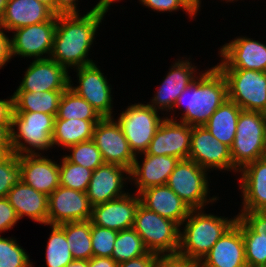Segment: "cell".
Masks as SVG:
<instances>
[{"label":"cell","instance_id":"obj_21","mask_svg":"<svg viewBox=\"0 0 266 267\" xmlns=\"http://www.w3.org/2000/svg\"><path fill=\"white\" fill-rule=\"evenodd\" d=\"M21 180L49 196L60 186L59 164L39 155H19Z\"/></svg>","mask_w":266,"mask_h":267},{"label":"cell","instance_id":"obj_29","mask_svg":"<svg viewBox=\"0 0 266 267\" xmlns=\"http://www.w3.org/2000/svg\"><path fill=\"white\" fill-rule=\"evenodd\" d=\"M98 122L83 119L64 120L56 116L52 134L53 145H62L68 149L80 142L92 140L94 127Z\"/></svg>","mask_w":266,"mask_h":267},{"label":"cell","instance_id":"obj_31","mask_svg":"<svg viewBox=\"0 0 266 267\" xmlns=\"http://www.w3.org/2000/svg\"><path fill=\"white\" fill-rule=\"evenodd\" d=\"M64 230L74 259L90 260L93 257L91 220L59 224Z\"/></svg>","mask_w":266,"mask_h":267},{"label":"cell","instance_id":"obj_40","mask_svg":"<svg viewBox=\"0 0 266 267\" xmlns=\"http://www.w3.org/2000/svg\"><path fill=\"white\" fill-rule=\"evenodd\" d=\"M118 231L94 225L91 222L93 257L111 258Z\"/></svg>","mask_w":266,"mask_h":267},{"label":"cell","instance_id":"obj_41","mask_svg":"<svg viewBox=\"0 0 266 267\" xmlns=\"http://www.w3.org/2000/svg\"><path fill=\"white\" fill-rule=\"evenodd\" d=\"M153 267H200V263L179 253L157 254Z\"/></svg>","mask_w":266,"mask_h":267},{"label":"cell","instance_id":"obj_12","mask_svg":"<svg viewBox=\"0 0 266 267\" xmlns=\"http://www.w3.org/2000/svg\"><path fill=\"white\" fill-rule=\"evenodd\" d=\"M188 159L209 171H239L232 162L230 147L216 139L205 126L192 127Z\"/></svg>","mask_w":266,"mask_h":267},{"label":"cell","instance_id":"obj_17","mask_svg":"<svg viewBox=\"0 0 266 267\" xmlns=\"http://www.w3.org/2000/svg\"><path fill=\"white\" fill-rule=\"evenodd\" d=\"M70 79L68 70L56 61L38 59L30 64L16 91H65L70 86Z\"/></svg>","mask_w":266,"mask_h":267},{"label":"cell","instance_id":"obj_57","mask_svg":"<svg viewBox=\"0 0 266 267\" xmlns=\"http://www.w3.org/2000/svg\"><path fill=\"white\" fill-rule=\"evenodd\" d=\"M262 158L266 159V130H265L264 148H263Z\"/></svg>","mask_w":266,"mask_h":267},{"label":"cell","instance_id":"obj_37","mask_svg":"<svg viewBox=\"0 0 266 267\" xmlns=\"http://www.w3.org/2000/svg\"><path fill=\"white\" fill-rule=\"evenodd\" d=\"M72 154L65 157L72 163L94 171L104 164L102 155L93 140L80 142L68 148Z\"/></svg>","mask_w":266,"mask_h":267},{"label":"cell","instance_id":"obj_18","mask_svg":"<svg viewBox=\"0 0 266 267\" xmlns=\"http://www.w3.org/2000/svg\"><path fill=\"white\" fill-rule=\"evenodd\" d=\"M130 170L117 164L104 163L92 172L86 195L91 206L103 204L107 201L120 198L127 193L122 189L124 182L130 177ZM125 180H124V179Z\"/></svg>","mask_w":266,"mask_h":267},{"label":"cell","instance_id":"obj_46","mask_svg":"<svg viewBox=\"0 0 266 267\" xmlns=\"http://www.w3.org/2000/svg\"><path fill=\"white\" fill-rule=\"evenodd\" d=\"M14 113V98L0 99V125H12V115Z\"/></svg>","mask_w":266,"mask_h":267},{"label":"cell","instance_id":"obj_45","mask_svg":"<svg viewBox=\"0 0 266 267\" xmlns=\"http://www.w3.org/2000/svg\"><path fill=\"white\" fill-rule=\"evenodd\" d=\"M156 255L155 253L148 252L146 255L121 262L117 267H153Z\"/></svg>","mask_w":266,"mask_h":267},{"label":"cell","instance_id":"obj_16","mask_svg":"<svg viewBox=\"0 0 266 267\" xmlns=\"http://www.w3.org/2000/svg\"><path fill=\"white\" fill-rule=\"evenodd\" d=\"M218 69H247L266 72V45L248 37H238L220 49Z\"/></svg>","mask_w":266,"mask_h":267},{"label":"cell","instance_id":"obj_32","mask_svg":"<svg viewBox=\"0 0 266 267\" xmlns=\"http://www.w3.org/2000/svg\"><path fill=\"white\" fill-rule=\"evenodd\" d=\"M57 117L64 120L100 121L102 119L99 113L84 98L74 92L70 86L62 93Z\"/></svg>","mask_w":266,"mask_h":267},{"label":"cell","instance_id":"obj_54","mask_svg":"<svg viewBox=\"0 0 266 267\" xmlns=\"http://www.w3.org/2000/svg\"><path fill=\"white\" fill-rule=\"evenodd\" d=\"M10 153H13L12 147H0V162L3 161Z\"/></svg>","mask_w":266,"mask_h":267},{"label":"cell","instance_id":"obj_6","mask_svg":"<svg viewBox=\"0 0 266 267\" xmlns=\"http://www.w3.org/2000/svg\"><path fill=\"white\" fill-rule=\"evenodd\" d=\"M265 130V113L241 110L235 138L230 147L233 165L238 170L248 163L262 158Z\"/></svg>","mask_w":266,"mask_h":267},{"label":"cell","instance_id":"obj_23","mask_svg":"<svg viewBox=\"0 0 266 267\" xmlns=\"http://www.w3.org/2000/svg\"><path fill=\"white\" fill-rule=\"evenodd\" d=\"M141 204L148 210L176 222L185 224L191 208L167 185L147 188L140 194Z\"/></svg>","mask_w":266,"mask_h":267},{"label":"cell","instance_id":"obj_1","mask_svg":"<svg viewBox=\"0 0 266 267\" xmlns=\"http://www.w3.org/2000/svg\"><path fill=\"white\" fill-rule=\"evenodd\" d=\"M103 17L104 15L92 9L81 17L79 13L57 15L50 59L66 69H76L94 63L87 56Z\"/></svg>","mask_w":266,"mask_h":267},{"label":"cell","instance_id":"obj_14","mask_svg":"<svg viewBox=\"0 0 266 267\" xmlns=\"http://www.w3.org/2000/svg\"><path fill=\"white\" fill-rule=\"evenodd\" d=\"M192 126L164 117L148 149L142 154L167 155L179 160L188 159L190 153Z\"/></svg>","mask_w":266,"mask_h":267},{"label":"cell","instance_id":"obj_22","mask_svg":"<svg viewBox=\"0 0 266 267\" xmlns=\"http://www.w3.org/2000/svg\"><path fill=\"white\" fill-rule=\"evenodd\" d=\"M195 68L189 59L175 62L149 105L155 110L165 109L167 112L173 110L179 95L198 78L194 75Z\"/></svg>","mask_w":266,"mask_h":267},{"label":"cell","instance_id":"obj_39","mask_svg":"<svg viewBox=\"0 0 266 267\" xmlns=\"http://www.w3.org/2000/svg\"><path fill=\"white\" fill-rule=\"evenodd\" d=\"M21 181L19 156L10 153L0 162V198L7 197L12 187Z\"/></svg>","mask_w":266,"mask_h":267},{"label":"cell","instance_id":"obj_28","mask_svg":"<svg viewBox=\"0 0 266 267\" xmlns=\"http://www.w3.org/2000/svg\"><path fill=\"white\" fill-rule=\"evenodd\" d=\"M241 110L235 102L226 99L204 126L216 139L231 147Z\"/></svg>","mask_w":266,"mask_h":267},{"label":"cell","instance_id":"obj_25","mask_svg":"<svg viewBox=\"0 0 266 267\" xmlns=\"http://www.w3.org/2000/svg\"><path fill=\"white\" fill-rule=\"evenodd\" d=\"M241 172L240 189L243 208L241 211H266V159L248 163Z\"/></svg>","mask_w":266,"mask_h":267},{"label":"cell","instance_id":"obj_53","mask_svg":"<svg viewBox=\"0 0 266 267\" xmlns=\"http://www.w3.org/2000/svg\"><path fill=\"white\" fill-rule=\"evenodd\" d=\"M65 267H88V260L74 259Z\"/></svg>","mask_w":266,"mask_h":267},{"label":"cell","instance_id":"obj_3","mask_svg":"<svg viewBox=\"0 0 266 267\" xmlns=\"http://www.w3.org/2000/svg\"><path fill=\"white\" fill-rule=\"evenodd\" d=\"M236 219L237 216L227 219L206 214L202 209H191L180 232L178 253L200 262Z\"/></svg>","mask_w":266,"mask_h":267},{"label":"cell","instance_id":"obj_10","mask_svg":"<svg viewBox=\"0 0 266 267\" xmlns=\"http://www.w3.org/2000/svg\"><path fill=\"white\" fill-rule=\"evenodd\" d=\"M56 25L57 15L49 21L15 29L14 36L10 39L11 58L14 55L35 57V60L50 58ZM43 54H48L49 57H41Z\"/></svg>","mask_w":266,"mask_h":267},{"label":"cell","instance_id":"obj_44","mask_svg":"<svg viewBox=\"0 0 266 267\" xmlns=\"http://www.w3.org/2000/svg\"><path fill=\"white\" fill-rule=\"evenodd\" d=\"M18 220L15 209L9 203L7 197L0 198V233L11 229Z\"/></svg>","mask_w":266,"mask_h":267},{"label":"cell","instance_id":"obj_55","mask_svg":"<svg viewBox=\"0 0 266 267\" xmlns=\"http://www.w3.org/2000/svg\"><path fill=\"white\" fill-rule=\"evenodd\" d=\"M37 1L49 7L55 13V0H37Z\"/></svg>","mask_w":266,"mask_h":267},{"label":"cell","instance_id":"obj_8","mask_svg":"<svg viewBox=\"0 0 266 267\" xmlns=\"http://www.w3.org/2000/svg\"><path fill=\"white\" fill-rule=\"evenodd\" d=\"M207 170L193 160H179L168 177L169 186L191 209H203L206 203L215 202L217 197L207 199Z\"/></svg>","mask_w":266,"mask_h":267},{"label":"cell","instance_id":"obj_33","mask_svg":"<svg viewBox=\"0 0 266 267\" xmlns=\"http://www.w3.org/2000/svg\"><path fill=\"white\" fill-rule=\"evenodd\" d=\"M148 252L142 238L133 228H129L118 232L111 258L119 264Z\"/></svg>","mask_w":266,"mask_h":267},{"label":"cell","instance_id":"obj_19","mask_svg":"<svg viewBox=\"0 0 266 267\" xmlns=\"http://www.w3.org/2000/svg\"><path fill=\"white\" fill-rule=\"evenodd\" d=\"M137 195V196H136ZM126 195L92 207L94 225L121 231L133 227L136 210L141 203L139 194Z\"/></svg>","mask_w":266,"mask_h":267},{"label":"cell","instance_id":"obj_24","mask_svg":"<svg viewBox=\"0 0 266 267\" xmlns=\"http://www.w3.org/2000/svg\"><path fill=\"white\" fill-rule=\"evenodd\" d=\"M143 155L142 165L139 164L136 156L129 176L131 177L129 180L134 178V183L138 189L137 194L150 187L166 185L168 177L179 162V159L173 156Z\"/></svg>","mask_w":266,"mask_h":267},{"label":"cell","instance_id":"obj_47","mask_svg":"<svg viewBox=\"0 0 266 267\" xmlns=\"http://www.w3.org/2000/svg\"><path fill=\"white\" fill-rule=\"evenodd\" d=\"M3 31L4 29L0 26V68L11 59L10 39Z\"/></svg>","mask_w":266,"mask_h":267},{"label":"cell","instance_id":"obj_30","mask_svg":"<svg viewBox=\"0 0 266 267\" xmlns=\"http://www.w3.org/2000/svg\"><path fill=\"white\" fill-rule=\"evenodd\" d=\"M64 91H16L13 94L14 112H43L57 116L59 101Z\"/></svg>","mask_w":266,"mask_h":267},{"label":"cell","instance_id":"obj_27","mask_svg":"<svg viewBox=\"0 0 266 267\" xmlns=\"http://www.w3.org/2000/svg\"><path fill=\"white\" fill-rule=\"evenodd\" d=\"M7 199L19 219L25 215L47 225L48 196L45 193L35 190L21 180L8 192Z\"/></svg>","mask_w":266,"mask_h":267},{"label":"cell","instance_id":"obj_4","mask_svg":"<svg viewBox=\"0 0 266 267\" xmlns=\"http://www.w3.org/2000/svg\"><path fill=\"white\" fill-rule=\"evenodd\" d=\"M54 124L55 116L51 114L43 112H14L11 125L13 153L18 156L39 155L38 152H35L36 150L44 151L53 147ZM15 126L17 131H15ZM22 139L24 143L21 141ZM32 148H36V150Z\"/></svg>","mask_w":266,"mask_h":267},{"label":"cell","instance_id":"obj_49","mask_svg":"<svg viewBox=\"0 0 266 267\" xmlns=\"http://www.w3.org/2000/svg\"><path fill=\"white\" fill-rule=\"evenodd\" d=\"M118 263L109 257H92L88 260V267H117Z\"/></svg>","mask_w":266,"mask_h":267},{"label":"cell","instance_id":"obj_52","mask_svg":"<svg viewBox=\"0 0 266 267\" xmlns=\"http://www.w3.org/2000/svg\"><path fill=\"white\" fill-rule=\"evenodd\" d=\"M183 3L196 15L200 8L201 0H182Z\"/></svg>","mask_w":266,"mask_h":267},{"label":"cell","instance_id":"obj_43","mask_svg":"<svg viewBox=\"0 0 266 267\" xmlns=\"http://www.w3.org/2000/svg\"><path fill=\"white\" fill-rule=\"evenodd\" d=\"M142 5L151 8L155 11H176L178 9H183L188 15L194 17L195 14L183 3L182 0H139Z\"/></svg>","mask_w":266,"mask_h":267},{"label":"cell","instance_id":"obj_20","mask_svg":"<svg viewBox=\"0 0 266 267\" xmlns=\"http://www.w3.org/2000/svg\"><path fill=\"white\" fill-rule=\"evenodd\" d=\"M199 263L200 267H247L240 225L235 222Z\"/></svg>","mask_w":266,"mask_h":267},{"label":"cell","instance_id":"obj_2","mask_svg":"<svg viewBox=\"0 0 266 267\" xmlns=\"http://www.w3.org/2000/svg\"><path fill=\"white\" fill-rule=\"evenodd\" d=\"M187 99V100H186ZM228 99L227 82L216 67L205 70L177 98L174 108L185 106L179 122L192 127L204 126L212 114Z\"/></svg>","mask_w":266,"mask_h":267},{"label":"cell","instance_id":"obj_11","mask_svg":"<svg viewBox=\"0 0 266 267\" xmlns=\"http://www.w3.org/2000/svg\"><path fill=\"white\" fill-rule=\"evenodd\" d=\"M92 140L100 150L104 163L117 164L131 170L136 155L113 117H103L95 125Z\"/></svg>","mask_w":266,"mask_h":267},{"label":"cell","instance_id":"obj_36","mask_svg":"<svg viewBox=\"0 0 266 267\" xmlns=\"http://www.w3.org/2000/svg\"><path fill=\"white\" fill-rule=\"evenodd\" d=\"M92 170L70 162L65 156L59 164L60 186L86 193Z\"/></svg>","mask_w":266,"mask_h":267},{"label":"cell","instance_id":"obj_35","mask_svg":"<svg viewBox=\"0 0 266 267\" xmlns=\"http://www.w3.org/2000/svg\"><path fill=\"white\" fill-rule=\"evenodd\" d=\"M236 222L242 229L247 267H266V238H258L238 215Z\"/></svg>","mask_w":266,"mask_h":267},{"label":"cell","instance_id":"obj_51","mask_svg":"<svg viewBox=\"0 0 266 267\" xmlns=\"http://www.w3.org/2000/svg\"><path fill=\"white\" fill-rule=\"evenodd\" d=\"M114 1L116 2V0H100L95 5V7L92 8V10L105 16V13L108 11L109 6Z\"/></svg>","mask_w":266,"mask_h":267},{"label":"cell","instance_id":"obj_42","mask_svg":"<svg viewBox=\"0 0 266 267\" xmlns=\"http://www.w3.org/2000/svg\"><path fill=\"white\" fill-rule=\"evenodd\" d=\"M238 216L258 234V238H266V211H241Z\"/></svg>","mask_w":266,"mask_h":267},{"label":"cell","instance_id":"obj_56","mask_svg":"<svg viewBox=\"0 0 266 267\" xmlns=\"http://www.w3.org/2000/svg\"><path fill=\"white\" fill-rule=\"evenodd\" d=\"M7 0H0V20L4 12Z\"/></svg>","mask_w":266,"mask_h":267},{"label":"cell","instance_id":"obj_13","mask_svg":"<svg viewBox=\"0 0 266 267\" xmlns=\"http://www.w3.org/2000/svg\"><path fill=\"white\" fill-rule=\"evenodd\" d=\"M92 216V206L86 193L59 186L48 196L47 225L86 221Z\"/></svg>","mask_w":266,"mask_h":267},{"label":"cell","instance_id":"obj_5","mask_svg":"<svg viewBox=\"0 0 266 267\" xmlns=\"http://www.w3.org/2000/svg\"><path fill=\"white\" fill-rule=\"evenodd\" d=\"M142 238L149 252L155 254L178 253L180 246V226L156 212L139 204L132 227Z\"/></svg>","mask_w":266,"mask_h":267},{"label":"cell","instance_id":"obj_38","mask_svg":"<svg viewBox=\"0 0 266 267\" xmlns=\"http://www.w3.org/2000/svg\"><path fill=\"white\" fill-rule=\"evenodd\" d=\"M0 267H33L29 255L12 238L0 236Z\"/></svg>","mask_w":266,"mask_h":267},{"label":"cell","instance_id":"obj_7","mask_svg":"<svg viewBox=\"0 0 266 267\" xmlns=\"http://www.w3.org/2000/svg\"><path fill=\"white\" fill-rule=\"evenodd\" d=\"M227 82L228 99L242 110L266 112V72L219 69Z\"/></svg>","mask_w":266,"mask_h":267},{"label":"cell","instance_id":"obj_34","mask_svg":"<svg viewBox=\"0 0 266 267\" xmlns=\"http://www.w3.org/2000/svg\"><path fill=\"white\" fill-rule=\"evenodd\" d=\"M50 227L52 231L46 247V265L65 267L74 260L65 232L59 225H50Z\"/></svg>","mask_w":266,"mask_h":267},{"label":"cell","instance_id":"obj_15","mask_svg":"<svg viewBox=\"0 0 266 267\" xmlns=\"http://www.w3.org/2000/svg\"><path fill=\"white\" fill-rule=\"evenodd\" d=\"M77 69L78 86L71 85L70 88L79 96L84 98L98 113L103 117H113L112 114V95L110 84H108L104 73L95 63L82 66Z\"/></svg>","mask_w":266,"mask_h":267},{"label":"cell","instance_id":"obj_50","mask_svg":"<svg viewBox=\"0 0 266 267\" xmlns=\"http://www.w3.org/2000/svg\"><path fill=\"white\" fill-rule=\"evenodd\" d=\"M0 147H12L11 125H0Z\"/></svg>","mask_w":266,"mask_h":267},{"label":"cell","instance_id":"obj_9","mask_svg":"<svg viewBox=\"0 0 266 267\" xmlns=\"http://www.w3.org/2000/svg\"><path fill=\"white\" fill-rule=\"evenodd\" d=\"M164 118L149 104H133L116 120L135 155L144 153Z\"/></svg>","mask_w":266,"mask_h":267},{"label":"cell","instance_id":"obj_48","mask_svg":"<svg viewBox=\"0 0 266 267\" xmlns=\"http://www.w3.org/2000/svg\"><path fill=\"white\" fill-rule=\"evenodd\" d=\"M78 0H55V14H78Z\"/></svg>","mask_w":266,"mask_h":267},{"label":"cell","instance_id":"obj_26","mask_svg":"<svg viewBox=\"0 0 266 267\" xmlns=\"http://www.w3.org/2000/svg\"><path fill=\"white\" fill-rule=\"evenodd\" d=\"M55 15L49 7L37 0H7L0 26L13 32L17 28L49 21Z\"/></svg>","mask_w":266,"mask_h":267}]
</instances>
